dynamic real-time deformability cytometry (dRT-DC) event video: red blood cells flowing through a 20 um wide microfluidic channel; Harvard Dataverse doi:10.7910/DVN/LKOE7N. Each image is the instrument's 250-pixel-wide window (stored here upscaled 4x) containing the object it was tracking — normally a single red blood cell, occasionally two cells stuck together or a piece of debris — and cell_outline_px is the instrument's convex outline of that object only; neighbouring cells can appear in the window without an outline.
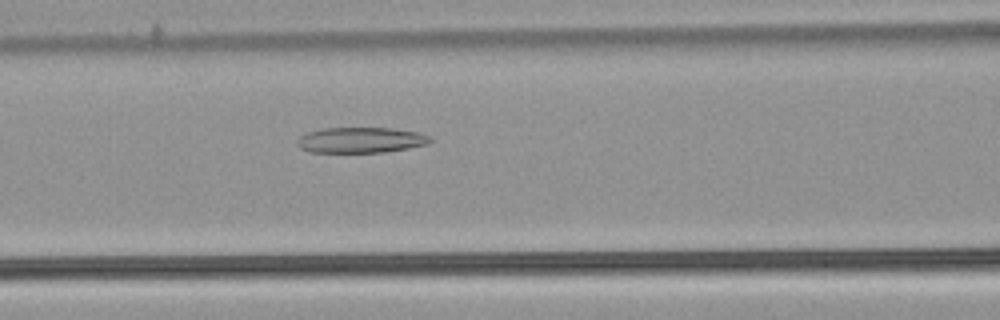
{"species": "common noctule bat (a hibernating species)", "species_latin": "Nyctalus noctula", "temperature_condition": "warm", "stored_images_in_passage": 28, "camera_frame_rate_fps": 3000, "um_per_image_px": 0.085, "animal": {"sex": "male", "body_mass_g": 21.5, "forearm_length_mm": 52.0}, "frame": {"image": 1, "passage_image": 7, "time_ms": 2.0, "image_size_px": [1000, 320], "cell_outline_px": [[432, 140], [428, 144], [408, 148], [384, 152], [308, 152], [300, 148], [296, 144], [296, 140], [300, 136], [308, 132], [320, 128], [392, 128], [416, 132], [428, 136]], "centroid_in_image_um": [30.61, 11.9], "position_along_channel_um": 136.0, "area_um2": 19.83}}
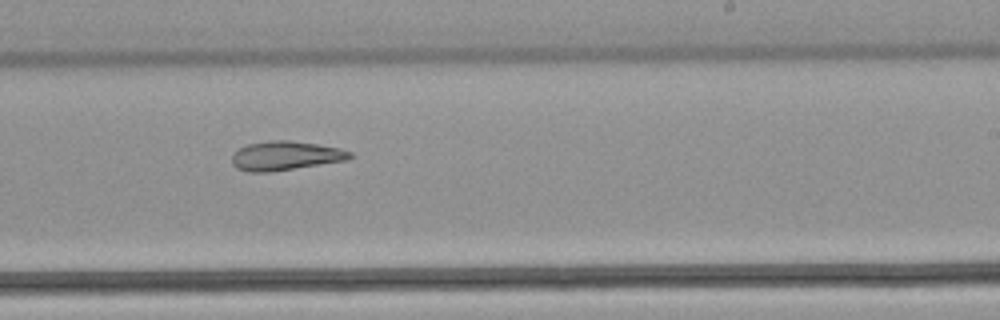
{"frame": {"image": 2, "passage_image": 17, "time_ms": 5.333, "image_size_px": [1000, 320], "cell_outline_px": [[352, 156], [348, 160], [268, 172], [248, 172], [236, 168], [232, 164], [232, 156], [240, 148], [248, 144], [268, 140], [288, 140], [316, 144], [340, 148], [352, 152]], "centroid_in_image_um": [24.26, 13.24], "position_along_channel_um": 264.7, "area_um2": 19.88}}
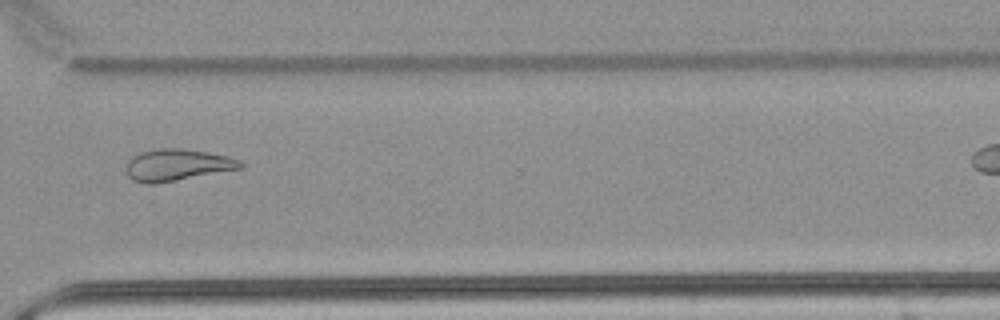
{"frame": {"image": 3, "passage_image": 24, "time_ms": 7.667, "image_size_px": [1000, 320], "cell_outline_px": [[244, 168], [152, 184], [144, 184], [132, 180], [128, 176], [124, 168], [128, 160], [132, 156], [140, 152], [160, 148], [180, 148], [208, 152], [228, 156], [240, 160], [244, 164]], "centroid_in_image_um": [15.03, 14.02], "position_along_channel_um": 355.6, "area_um2": 21.27}}